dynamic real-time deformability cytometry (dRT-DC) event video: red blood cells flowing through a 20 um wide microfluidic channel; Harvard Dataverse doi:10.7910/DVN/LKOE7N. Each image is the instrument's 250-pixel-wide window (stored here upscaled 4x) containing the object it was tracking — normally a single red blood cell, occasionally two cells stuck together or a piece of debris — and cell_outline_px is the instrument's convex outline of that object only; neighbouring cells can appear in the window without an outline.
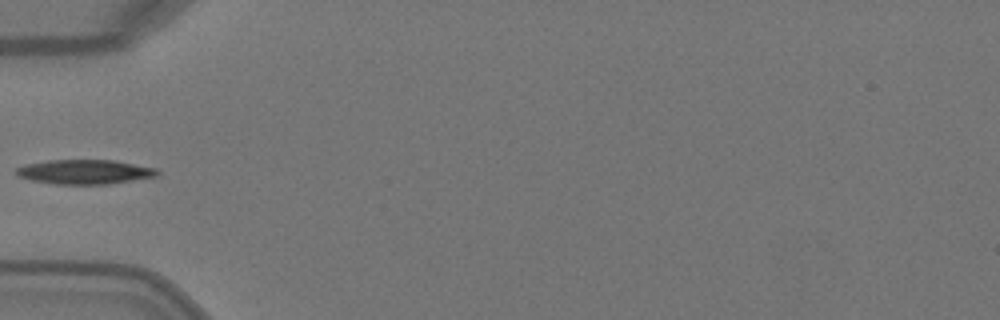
{"species": "Egyptian fruit bat (a non-hibernating species)", "species_latin": "Rousettus aegyptiacus", "temperature_condition": "warm", "stored_images_in_passage": 4, "camera_frame_rate_fps": 3000, "um_per_image_px": 0.085, "animal": {"sex": "female"}, "frame": {"image": 1, "passage_image": 4, "time_ms": 1.0, "image_size_px": [1000, 320], "cell_outline_px": [[160, 176], [108, 184], [56, 184], [32, 180], [20, 176], [16, 172], [16, 168], [24, 164], [48, 160], [112, 160], [156, 168], [160, 172]], "centroid_in_image_um": [7.24, 14.6], "position_along_channel_um": 77.8, "area_um2": 20.06}}